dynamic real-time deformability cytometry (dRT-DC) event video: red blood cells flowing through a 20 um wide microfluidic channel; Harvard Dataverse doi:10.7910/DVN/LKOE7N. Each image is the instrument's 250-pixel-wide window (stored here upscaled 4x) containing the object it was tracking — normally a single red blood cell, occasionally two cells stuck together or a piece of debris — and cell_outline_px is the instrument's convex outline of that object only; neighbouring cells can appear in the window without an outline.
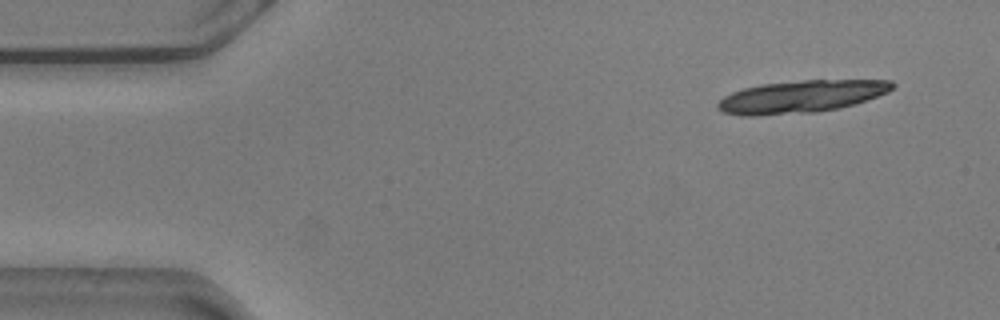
{"species": "common noctule bat (a hibernating species)", "species_latin": "Nyctalus noctula", "temperature_condition": "warm", "stored_images_in_passage": 14, "camera_frame_rate_fps": 3000, "um_per_image_px": 0.085, "animal": {"sex": "male", "body_mass_g": 20.5, "forearm_length_mm": 52.5}, "frame": {"image": 1, "passage_image": 1, "time_ms": 0.0, "image_size_px": [1000, 320], "cell_outline_px": [[896, 84], [888, 92], [840, 108], [816, 112], [756, 116], [740, 116], [724, 112], [716, 108], [716, 104], [724, 96], [732, 92], [744, 88], [760, 84], [804, 80], [892, 80]], "centroid_in_image_um": [68.06, 8.21], "position_along_channel_um": 16.9, "area_um2": 32.95}}